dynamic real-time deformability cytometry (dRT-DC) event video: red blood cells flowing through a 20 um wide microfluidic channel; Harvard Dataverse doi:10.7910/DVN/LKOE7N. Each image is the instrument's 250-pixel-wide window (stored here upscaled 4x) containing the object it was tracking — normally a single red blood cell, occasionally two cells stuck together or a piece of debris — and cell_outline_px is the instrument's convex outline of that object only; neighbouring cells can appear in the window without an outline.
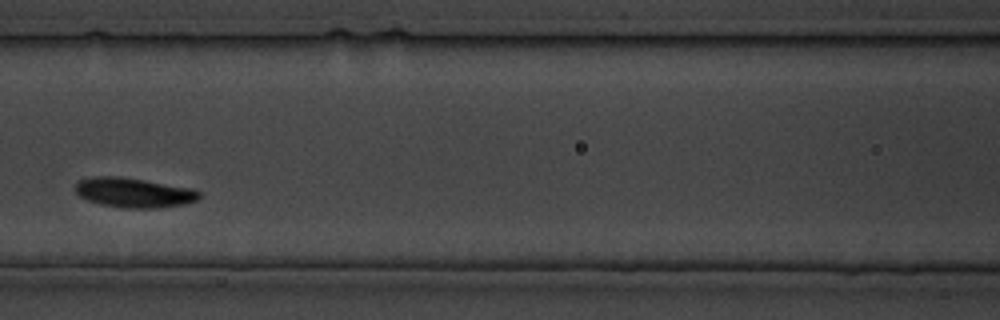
{"species": "common noctule bat (a hibernating species)", "species_latin": "Nyctalus noctula", "temperature_condition": "cold", "stored_images_in_passage": 29, "segment_of_instrument_passage": [1, 2], "camera_frame_rate_fps": 3000, "um_per_image_px": 0.085, "animal": {"sex": "male", "body_mass_g": 19.5, "forearm_length_mm": 54.6}, "frame": {"image": 1, "passage_image": 9, "time_ms": 10.0, "image_size_px": [1000, 320], "cell_outline_px": [[200, 196], [196, 200], [184, 204], [160, 208], [120, 208], [100, 204], [88, 200], [80, 196], [76, 192], [76, 184], [80, 180], [92, 176], [120, 176], [192, 188], [200, 192]], "centroid_in_image_um": [11.37, 16.37], "position_along_channel_um": 155.2, "area_um2": 21.44}}
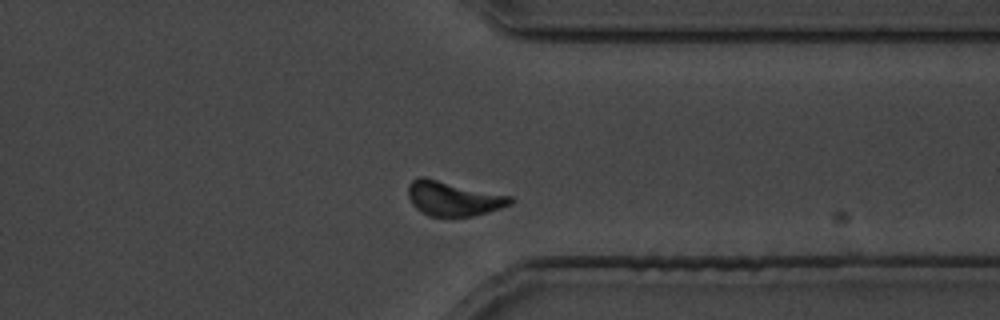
{"frame": {"image": 2, "passage_image": 21, "time_ms": 24.667, "image_size_px": [1000, 320], "cell_outline_px": [[516, 200], [512, 204], [488, 212], [472, 216], [428, 216], [420, 212], [412, 204], [408, 196], [408, 184], [412, 180], [420, 176], [424, 176], [512, 196]], "centroid_in_image_um": [38.53, 16.86], "position_along_channel_um": 372.9, "area_um2": 20.87}}
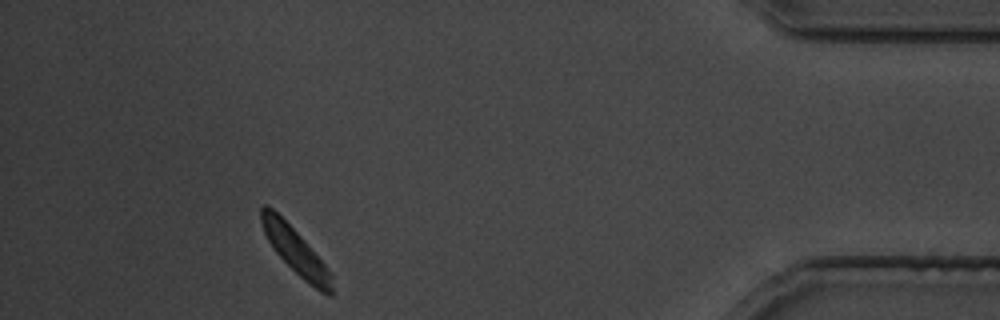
{"frame": {"image": 3, "passage_image": 26, "time_ms": 30.333, "image_size_px": [1000, 320], "cell_outline_px": [[332, 296], [328, 296], [320, 292], [304, 280], [272, 248], [264, 232], [260, 220], [260, 208], [264, 204], [268, 204], [304, 240], [332, 272]], "centroid_in_image_um": [25.13, 21.34], "position_along_channel_um": 410.1, "area_um2": 18.67}}